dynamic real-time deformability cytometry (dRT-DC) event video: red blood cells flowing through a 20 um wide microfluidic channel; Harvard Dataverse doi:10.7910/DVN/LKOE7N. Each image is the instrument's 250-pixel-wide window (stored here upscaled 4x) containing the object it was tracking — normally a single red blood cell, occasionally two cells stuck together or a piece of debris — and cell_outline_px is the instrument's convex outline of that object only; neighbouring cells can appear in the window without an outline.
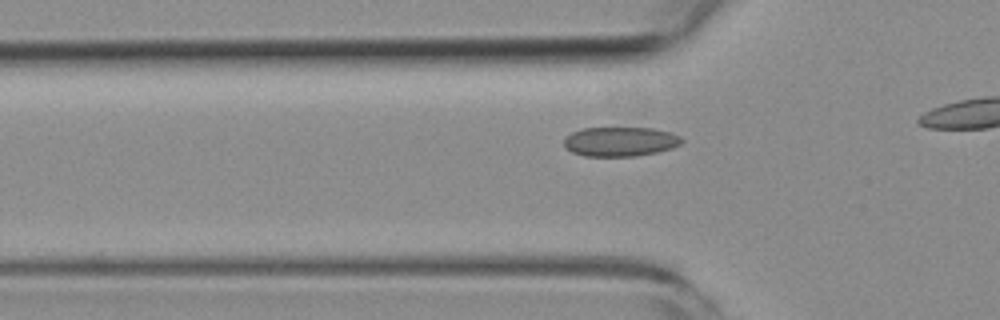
{"species": "common noctule bat (a hibernating species)", "species_latin": "Nyctalus noctula", "temperature_condition": "room temperature", "stored_images_in_passage": 16, "camera_frame_rate_fps": 3000, "um_per_image_px": 0.085, "animal": {"sex": "female", "body_mass_g": 19.3, "forearm_length_mm": 54.1}, "frame": {"image": 1, "passage_image": 7, "time_ms": 2.0, "image_size_px": [1000, 320], "cell_outline_px": [[684, 140], [680, 144], [672, 148], [656, 152], [636, 156], [584, 156], [572, 152], [564, 148], [564, 136], [572, 132], [584, 128], [652, 128], [668, 132], [680, 136]], "centroid_in_image_um": [52.68, 12.04], "position_along_channel_um": 73.1, "area_um2": 20.23}}
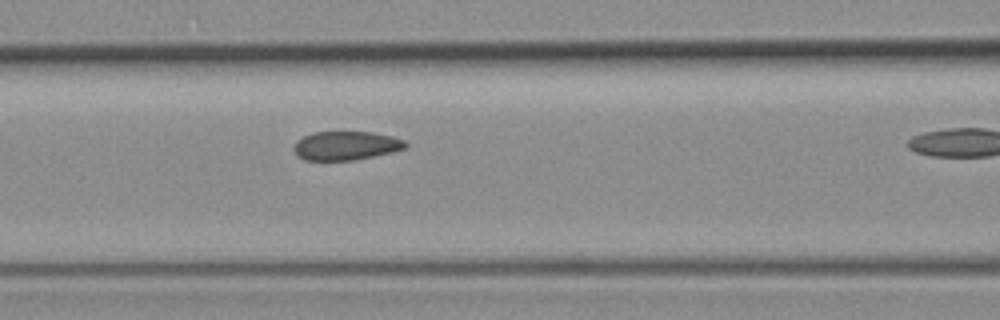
{"frame": {"image": 2, "passage_image": 12, "time_ms": 3.667, "image_size_px": [1000, 320], "cell_outline_px": [[408, 148], [392, 152], [352, 160], [304, 160], [292, 148], [296, 140], [312, 132], [372, 132], [392, 136], [404, 140], [408, 144]], "centroid_in_image_um": [29.42, 12.37], "position_along_channel_um": 137.2, "area_um2": 18.73}}